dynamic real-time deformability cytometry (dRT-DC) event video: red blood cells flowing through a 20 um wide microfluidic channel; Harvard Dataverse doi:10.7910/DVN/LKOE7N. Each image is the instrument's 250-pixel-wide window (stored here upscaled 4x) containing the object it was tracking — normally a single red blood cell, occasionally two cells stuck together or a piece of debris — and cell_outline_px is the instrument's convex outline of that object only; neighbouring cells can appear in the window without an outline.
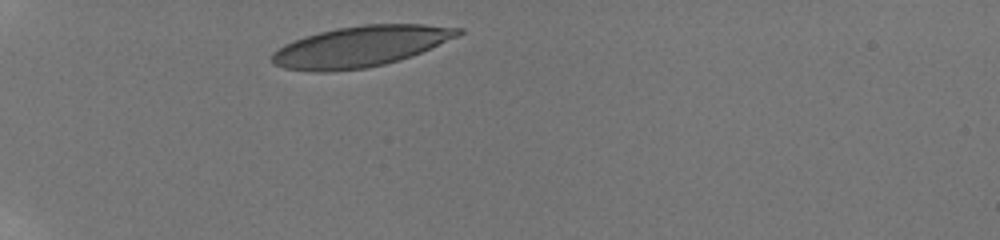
{"species": "human", "species_latin": "Homo sapiens", "temperature_condition": "room temperature", "stored_images_in_passage": 7, "camera_frame_rate_fps": 3000, "um_per_image_px": 0.085, "donor": {"sex": "male"}, "frame": {"image": 1, "passage_image": 1, "time_ms": 0.0, "image_size_px": [1000, 240], "cell_outline_px": [[464, 32], [460, 36], [412, 56], [400, 60], [384, 64], [364, 68], [328, 72], [312, 72], [284, 68], [272, 64], [268, 60], [272, 52], [284, 44], [304, 36], [336, 28], [364, 24], [424, 24], [464, 28]], "centroid_in_image_um": [30.63, 3.95], "position_along_channel_um": 54.4, "area_um2": 44.74}}
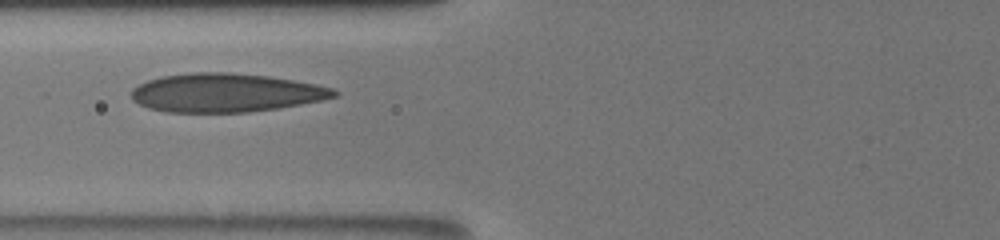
{"frame": {"image": 2, "passage_image": 3, "time_ms": 2.333, "image_size_px": [1000, 240], "cell_outline_px": [[340, 92], [336, 96], [324, 100], [280, 108], [248, 112], [164, 112], [148, 108], [132, 100], [132, 88], [148, 80], [160, 76], [192, 72], [232, 72], [268, 76], [316, 84], [332, 88]], "centroid_in_image_um": [19.19, 7.88], "position_along_channel_um": 106.6, "area_um2": 45.89}}
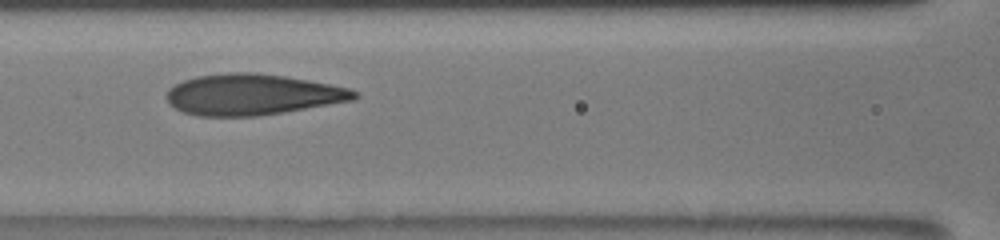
{"frame": {"image": 3, "passage_image": 4, "time_ms": 3.333, "image_size_px": [1000, 240], "cell_outline_px": [[360, 96], [352, 100], [284, 112], [256, 116], [200, 116], [184, 112], [168, 104], [168, 88], [184, 80], [196, 76], [228, 72], [256, 72], [284, 76], [308, 80], [348, 88], [360, 92]], "centroid_in_image_um": [21.45, 8.03], "position_along_channel_um": 145.1, "area_um2": 44.68}}